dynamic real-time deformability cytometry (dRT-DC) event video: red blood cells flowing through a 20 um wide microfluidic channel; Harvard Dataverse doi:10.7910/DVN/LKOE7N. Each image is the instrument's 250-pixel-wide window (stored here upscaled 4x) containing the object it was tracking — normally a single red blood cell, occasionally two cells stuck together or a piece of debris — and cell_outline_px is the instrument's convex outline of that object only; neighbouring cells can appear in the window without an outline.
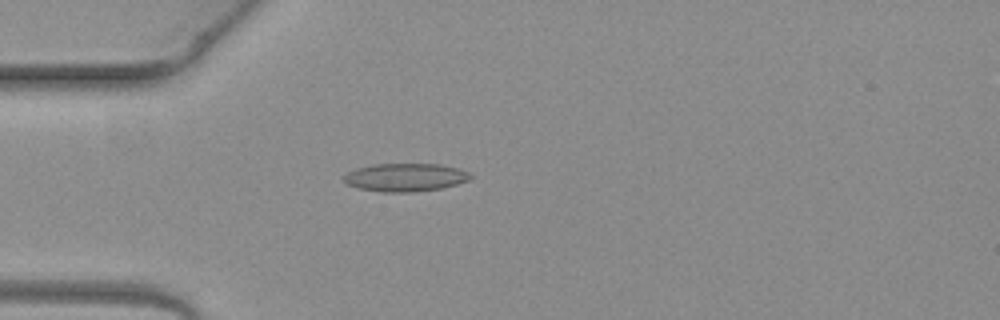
{"species": "common noctule bat (a hibernating species)", "species_latin": "Nyctalus noctula", "temperature_condition": "warm", "stored_images_in_passage": 2, "camera_frame_rate_fps": 3000, "um_per_image_px": 0.085, "animal": {"sex": "female", "body_mass_g": 19.3, "forearm_length_mm": 54.1}, "frame": {"image": 1, "passage_image": 2, "time_ms": 0.333, "image_size_px": [1000, 320], "cell_outline_px": [[472, 176], [468, 180], [456, 184], [440, 188], [412, 192], [384, 192], [356, 188], [348, 184], [344, 180], [344, 176], [348, 172], [356, 168], [372, 164], [440, 164], [456, 168], [468, 172]], "centroid_in_image_um": [34.42, 15.07], "position_along_channel_um": 50.6, "area_um2": 20.58}}